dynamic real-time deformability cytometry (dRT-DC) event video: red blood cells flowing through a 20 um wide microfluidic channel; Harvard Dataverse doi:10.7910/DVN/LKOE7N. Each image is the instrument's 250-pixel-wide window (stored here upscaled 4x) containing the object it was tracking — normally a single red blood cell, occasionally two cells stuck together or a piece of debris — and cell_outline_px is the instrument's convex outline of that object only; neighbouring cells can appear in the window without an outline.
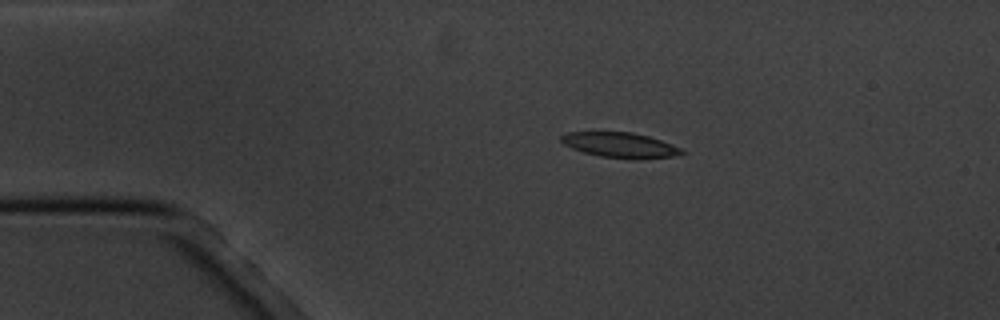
{"species": "common noctule bat (a hibernating species)", "species_latin": "Nyctalus noctula", "temperature_condition": "cold", "stored_images_in_passage": 8, "camera_frame_rate_fps": 3000, "um_per_image_px": 0.085, "animal": {"sex": "male", "body_mass_g": 20.1, "forearm_length_mm": 53.5}, "frame": {"image": 1, "passage_image": 2, "time_ms": 1.333, "image_size_px": [1000, 320], "cell_outline_px": [[688, 152], [672, 156], [636, 160], [600, 156], [584, 152], [572, 148], [564, 144], [560, 140], [560, 136], [568, 132], [632, 132], [648, 136], [672, 144]], "centroid_in_image_um": [52.72, 12.33], "position_along_channel_um": 32.3, "area_um2": 17.69}}
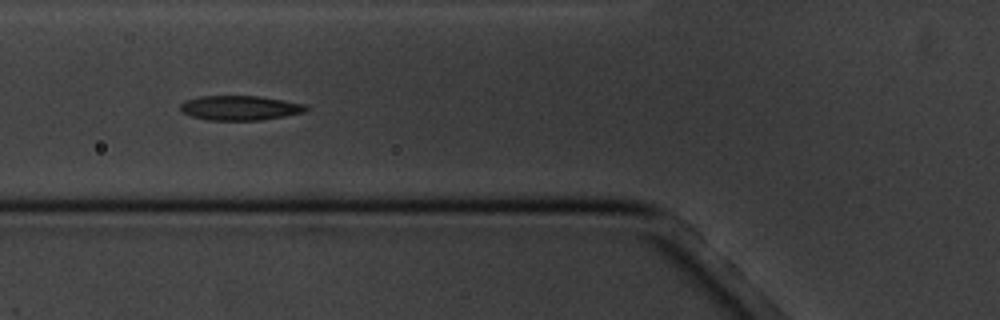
{"frame": {"image": 2, "passage_image": 5, "time_ms": 4.667, "image_size_px": [1000, 320], "cell_outline_px": [[308, 108], [304, 112], [284, 116], [260, 120], [208, 120], [192, 116], [184, 112], [180, 108], [180, 104], [184, 100], [200, 96], [260, 96], [284, 100], [304, 104]], "centroid_in_image_um": [20.38, 9.16], "position_along_channel_um": 105.4, "area_um2": 17.92}}
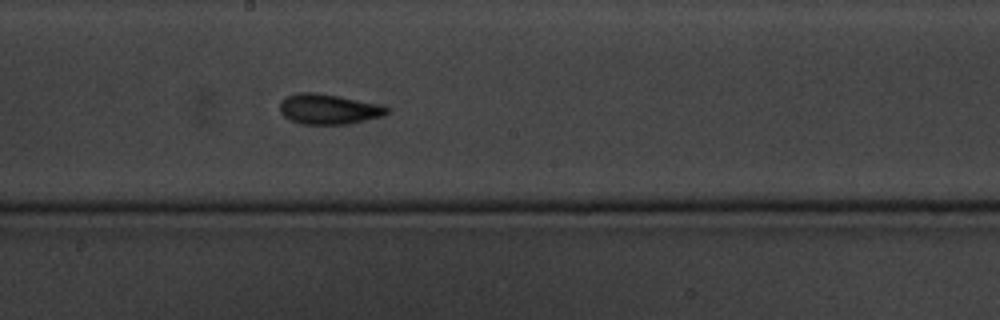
{"frame": {"image": 3, "passage_image": 8, "time_ms": 8.0, "image_size_px": [1000, 320], "cell_outline_px": [[388, 112], [384, 116], [348, 124], [300, 124], [284, 116], [280, 112], [280, 100], [284, 96], [300, 92], [316, 92], [380, 104], [388, 108]], "centroid_in_image_um": [27.9, 9.27], "position_along_channel_um": 220.3, "area_um2": 18.9}}